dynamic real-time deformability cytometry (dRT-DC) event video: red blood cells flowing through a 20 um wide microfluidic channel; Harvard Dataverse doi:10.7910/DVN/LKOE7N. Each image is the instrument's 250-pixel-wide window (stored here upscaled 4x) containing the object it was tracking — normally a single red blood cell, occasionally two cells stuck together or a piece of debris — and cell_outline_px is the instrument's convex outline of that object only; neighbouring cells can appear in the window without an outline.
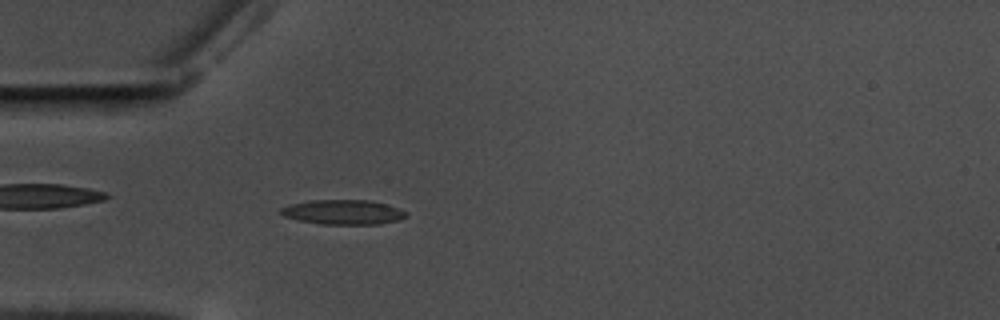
{"species": "common noctule bat (a hibernating species)", "species_latin": "Nyctalus noctula", "temperature_condition": "warm", "stored_images_in_passage": 58, "camera_frame_rate_fps": 3000, "um_per_image_px": 0.085, "animal": {"sex": "male", "body_mass_g": 17.5, "forearm_length_mm": 52.3}, "frame": {"image": 1, "passage_image": 17, "time_ms": 5.333, "image_size_px": [1000, 320], "cell_outline_px": [[408, 216], [400, 220], [380, 224], [320, 224], [300, 220], [284, 216], [280, 212], [280, 208], [292, 204], [312, 200], [368, 200], [388, 204], [400, 208], [408, 212]], "centroid_in_image_um": [29.25, 18.03], "position_along_channel_um": 55.8, "area_um2": 18.09}}
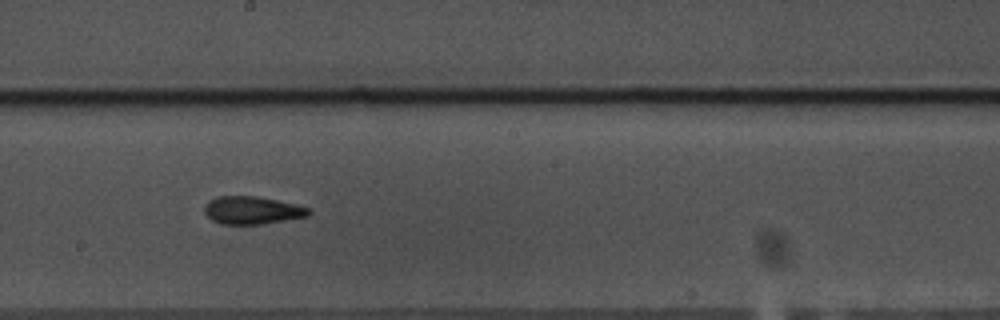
{"frame": {"image": 2, "passage_image": 32, "time_ms": 10.333, "image_size_px": [1000, 320], "cell_outline_px": [[312, 212], [308, 216], [264, 224], [220, 224], [212, 220], [204, 212], [204, 204], [208, 200], [216, 196], [256, 196], [296, 204], [308, 208]], "centroid_in_image_um": [21.4, 17.87], "position_along_channel_um": 226.8, "area_um2": 16.99}}
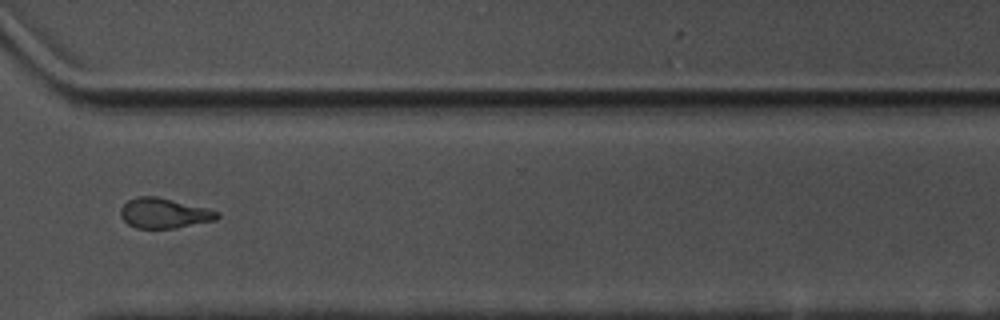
{"frame": {"image": 3, "passage_image": 43, "time_ms": 14.0, "image_size_px": [1000, 320], "cell_outline_px": [[220, 216], [216, 220], [176, 228], [136, 228], [128, 224], [120, 216], [120, 208], [128, 200], [136, 196], [156, 196], [208, 208], [220, 212]], "centroid_in_image_um": [13.95, 18.12], "position_along_channel_um": 356.6, "area_um2": 17.05}, "authors_computed_cell_mechanics": {"area_um2": 16.9354, "velocity_mm_per_s": 3.5324, "shape_relaxation_time_tau1_ms": 4.2301, "shape_relaxation_time_tau2_ms": 2.3072, "deformation_change_tau1": 0.1927, "deformation_change_tau2": 0.1068}}